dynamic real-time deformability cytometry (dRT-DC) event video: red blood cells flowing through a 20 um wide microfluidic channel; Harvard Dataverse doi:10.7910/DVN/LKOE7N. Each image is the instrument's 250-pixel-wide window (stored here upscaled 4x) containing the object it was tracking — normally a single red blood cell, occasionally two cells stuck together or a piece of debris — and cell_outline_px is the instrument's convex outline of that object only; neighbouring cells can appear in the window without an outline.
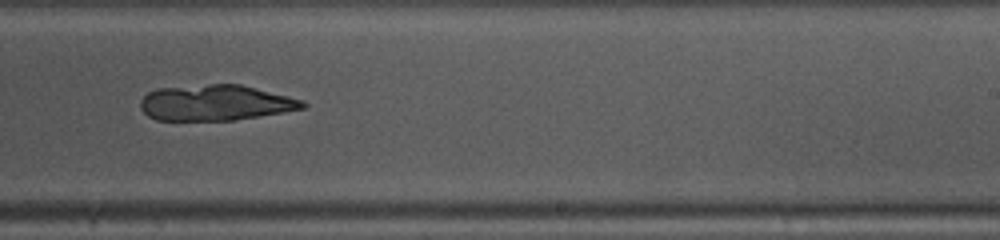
{"species": "common noctule bat (a hibernating species)", "species_latin": "Nyctalus noctula", "temperature_condition": "warm", "stored_images_in_passage": 37, "camera_frame_rate_fps": 3000, "um_per_image_px": 0.085, "animal": {"sex": "female", "body_mass_g": 10.0, "forearm_length_mm": 53.1}, "frame": {"image": 1, "passage_image": 24, "time_ms": 7.667, "image_size_px": [1000, 240], "cell_outline_px": [[308, 104], [304, 108], [232, 120], [156, 120], [148, 116], [140, 108], [140, 100], [148, 92], [156, 88], [212, 84], [240, 84], [304, 100]], "centroid_in_image_um": [18.28, 8.73], "position_along_channel_um": 270.7, "area_um2": 33.52}}